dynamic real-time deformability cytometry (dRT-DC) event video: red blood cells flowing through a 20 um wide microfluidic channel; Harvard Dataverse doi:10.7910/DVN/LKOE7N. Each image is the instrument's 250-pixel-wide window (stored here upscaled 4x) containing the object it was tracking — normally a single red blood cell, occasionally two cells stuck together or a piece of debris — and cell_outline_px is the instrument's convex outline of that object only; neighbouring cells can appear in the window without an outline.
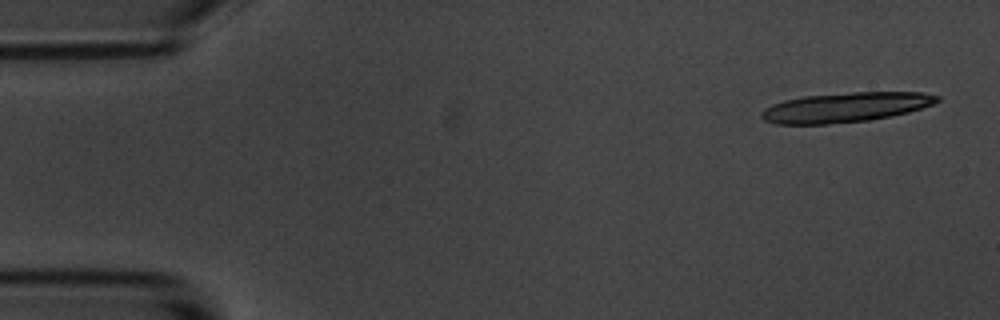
{"species": "common noctule bat (a hibernating species)", "species_latin": "Nyctalus noctula", "temperature_condition": "room temperature", "stored_images_in_passage": 5, "camera_frame_rate_fps": 3000, "um_per_image_px": 0.085, "animal": {"sex": "male", "body_mass_g": 20.1, "forearm_length_mm": 53.5}, "frame": {"image": 1, "passage_image": 1, "time_ms": 0.0, "image_size_px": [1000, 320], "cell_outline_px": [[940, 100], [932, 104], [908, 112], [892, 116], [868, 120], [828, 124], [776, 124], [764, 120], [760, 116], [760, 112], [764, 108], [772, 104], [784, 100], [804, 96], [852, 92], [924, 92], [940, 96]], "centroid_in_image_um": [71.85, 9.12], "position_along_channel_um": 13.2, "area_um2": 30.46}}
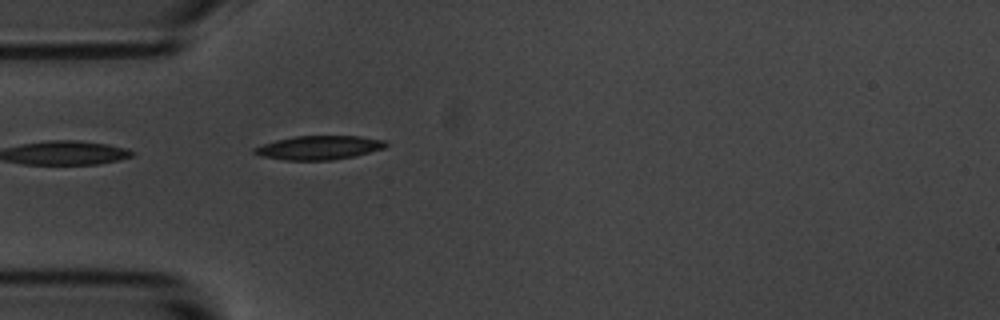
{"frame": {"image": 2, "passage_image": 5, "time_ms": 4.667, "image_size_px": [1000, 320], "cell_outline_px": [[388, 144], [384, 148], [356, 156], [332, 160], [284, 160], [260, 156], [252, 152], [252, 148], [276, 140], [296, 136], [360, 136], [384, 140]], "centroid_in_image_um": [27.11, 12.55], "position_along_channel_um": 57.9, "area_um2": 18.32}}